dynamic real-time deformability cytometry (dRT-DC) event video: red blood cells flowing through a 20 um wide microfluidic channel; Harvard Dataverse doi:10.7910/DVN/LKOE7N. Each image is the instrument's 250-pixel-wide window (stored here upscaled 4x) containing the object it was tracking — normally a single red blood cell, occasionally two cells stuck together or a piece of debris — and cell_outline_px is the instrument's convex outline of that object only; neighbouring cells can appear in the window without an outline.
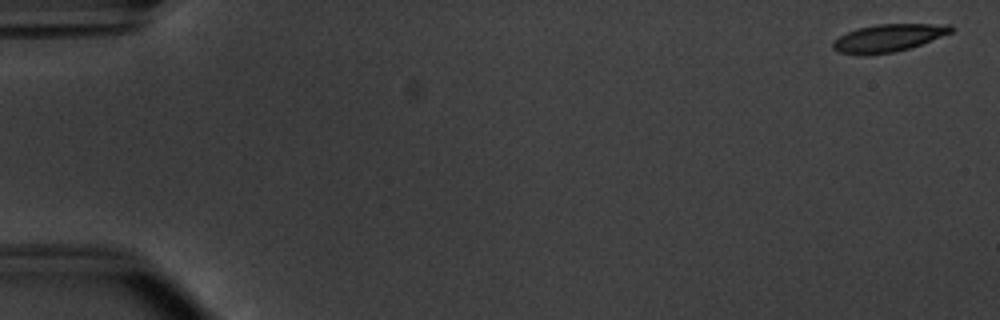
{"species": "common noctule bat (a hibernating species)", "species_latin": "Nyctalus noctula", "temperature_condition": "warm", "stored_images_in_passage": 53, "camera_frame_rate_fps": 3000, "um_per_image_px": 0.085, "animal": {"sex": "male", "body_mass_g": 20.1, "forearm_length_mm": 53.5}, "frame": {"image": 1, "passage_image": 1, "time_ms": 0.0, "image_size_px": [1000, 320], "cell_outline_px": [[956, 28], [952, 32], [920, 44], [908, 48], [892, 52], [864, 56], [856, 56], [840, 52], [832, 48], [832, 40], [848, 32], [860, 28], [876, 24], [952, 24]], "centroid_in_image_um": [75.48, 3.23], "position_along_channel_um": 9.5, "area_um2": 19.02}}
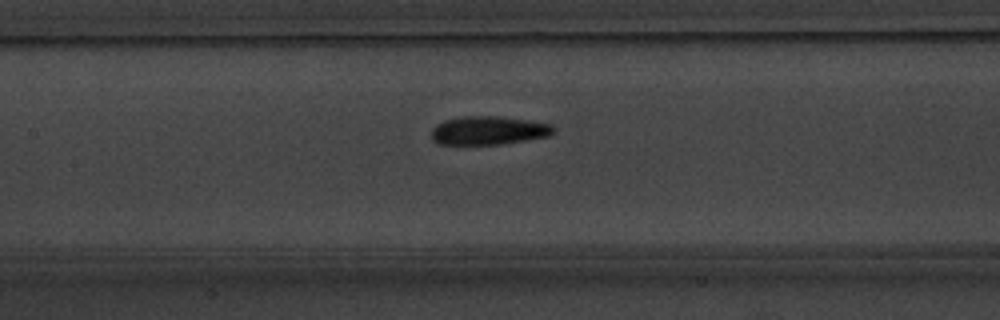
{"frame": {"image": 2, "passage_image": 25, "time_ms": 8.0, "image_size_px": [1000, 320], "cell_outline_px": [[556, 132], [548, 136], [500, 144], [436, 144], [432, 140], [432, 128], [436, 124], [444, 120], [460, 116], [496, 116], [528, 120], [552, 124], [556, 128]], "centroid_in_image_um": [41.52, 11.08], "position_along_channel_um": 165.9, "area_um2": 20.4}}
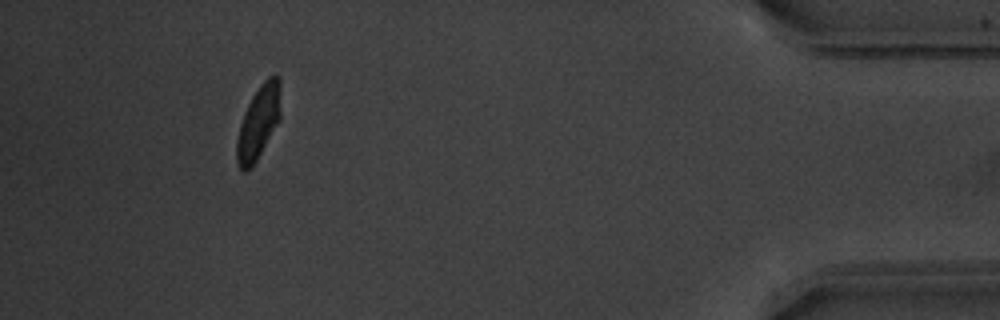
{"frame": {"image": 3, "passage_image": 49, "time_ms": 16.0, "image_size_px": [1000, 320], "cell_outline_px": [[280, 120], [256, 160], [244, 172], [240, 172], [236, 160], [236, 140], [240, 124], [244, 112], [252, 96], [260, 84], [268, 76], [280, 76]], "centroid_in_image_um": [21.96, 10.39], "position_along_channel_um": 413.2, "area_um2": 18.79}, "authors_computed_cell_mechanics": {"area_um2": 19.7676, "velocity_mm_per_s": 3.8119, "shape_relaxation_time_tau1_ms": 2.9373, "shape_relaxation_time_tau2_ms": 1.7247, "deformation_change_tau1": 0.1476, "deformation_change_tau2": 0.0895}}